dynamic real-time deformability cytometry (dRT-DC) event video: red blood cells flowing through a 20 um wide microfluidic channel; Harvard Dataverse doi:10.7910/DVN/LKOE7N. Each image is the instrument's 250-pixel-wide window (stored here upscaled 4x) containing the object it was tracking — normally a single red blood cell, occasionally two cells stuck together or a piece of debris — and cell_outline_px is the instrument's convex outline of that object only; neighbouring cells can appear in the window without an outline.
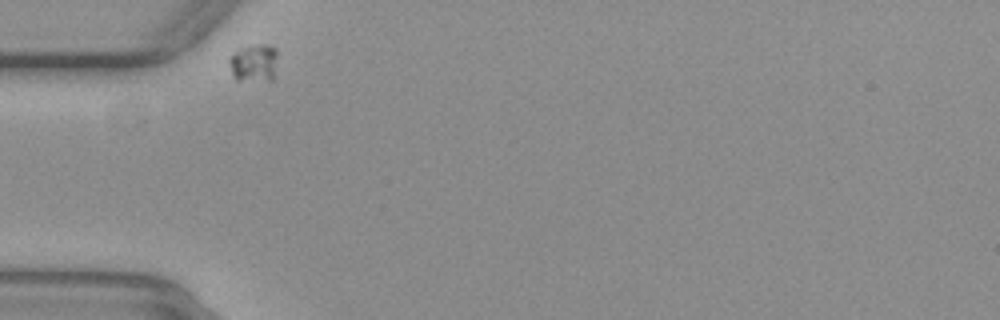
{"species": "common noctule bat (a hibernating species)", "species_latin": "Nyctalus noctula", "temperature_condition": "warm", "stored_images_in_passage": 4, "camera_frame_rate_fps": 3000, "um_per_image_px": 0.085, "animal": {"sex": "female", "body_mass_g": 29.2, "forearm_length_mm": 56.3}, "frame": {"image": 1, "passage_image": 1, "time_ms": 0.0, "image_size_px": [1000, 320], "cell_outline_px": [[276, 56], [272, 80], [236, 80], [232, 76], [228, 60], [232, 52], [240, 48], [260, 44], [272, 44], [276, 48]], "centroid_in_image_um": [21.54, 5.32], "position_along_channel_um": 63.5, "area_um2": 10.69}}